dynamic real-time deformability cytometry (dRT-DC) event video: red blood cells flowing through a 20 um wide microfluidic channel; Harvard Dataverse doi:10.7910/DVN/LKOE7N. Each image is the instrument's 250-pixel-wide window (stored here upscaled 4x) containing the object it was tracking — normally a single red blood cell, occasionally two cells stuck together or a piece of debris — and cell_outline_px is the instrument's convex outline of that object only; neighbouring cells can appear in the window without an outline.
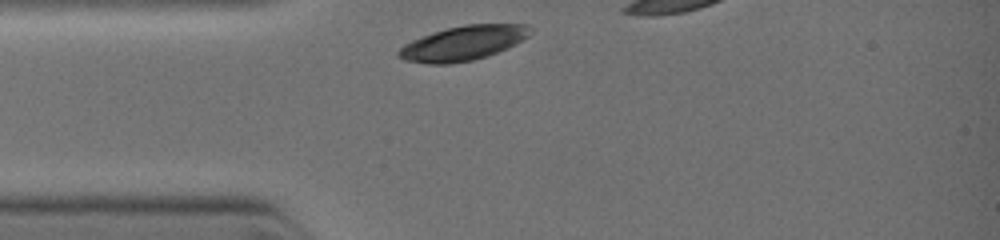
{"species": "common noctule bat (a hibernating species)", "species_latin": "Nyctalus noctula", "temperature_condition": "warm", "stored_images_in_passage": 3, "camera_frame_rate_fps": 3000, "um_per_image_px": 0.085, "animal": {"sex": "female", "body_mass_g": 19.0, "forearm_length_mm": 51.5}, "frame": {"image": 1, "passage_image": 1, "time_ms": 0.0, "image_size_px": [1000, 240], "cell_outline_px": [[532, 32], [528, 36], [496, 52], [472, 60], [448, 64], [428, 64], [404, 60], [396, 56], [396, 52], [404, 44], [412, 40], [432, 32], [464, 24], [528, 24], [532, 28]], "centroid_in_image_um": [39.31, 3.66], "position_along_channel_um": 45.7, "area_um2": 26.24}}